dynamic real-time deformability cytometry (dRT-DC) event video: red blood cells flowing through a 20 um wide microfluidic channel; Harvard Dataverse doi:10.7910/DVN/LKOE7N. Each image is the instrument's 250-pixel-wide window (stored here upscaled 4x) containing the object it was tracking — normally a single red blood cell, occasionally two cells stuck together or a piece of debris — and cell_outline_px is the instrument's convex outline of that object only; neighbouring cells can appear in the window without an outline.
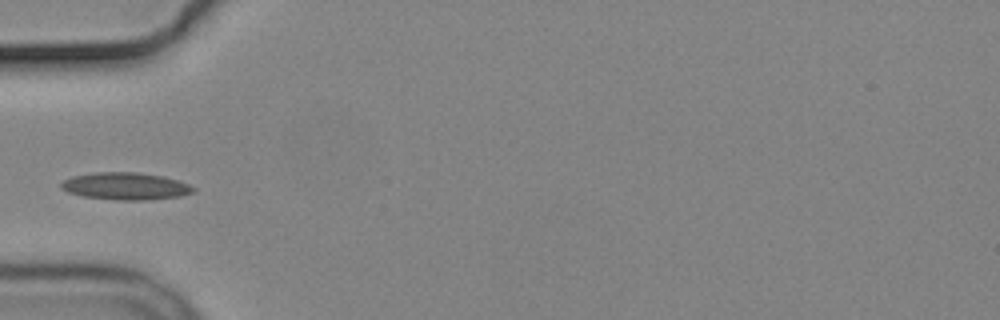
{"species": "common noctule bat (a hibernating species)", "species_latin": "Nyctalus noctula", "temperature_condition": "cold", "stored_images_in_passage": 6, "camera_frame_rate_fps": 3000, "um_per_image_px": 0.085, "animal": {"sex": "male", "body_mass_g": 19.2, "forearm_length_mm": 51.8}, "frame": {"image": 1, "passage_image": 1, "time_ms": 0.0, "image_size_px": [1000, 320], "cell_outline_px": [[196, 188], [192, 192], [180, 196], [144, 200], [120, 200], [84, 196], [68, 192], [60, 188], [60, 184], [64, 180], [72, 176], [96, 172], [136, 172], [164, 176], [188, 184]], "centroid_in_image_um": [10.65, 15.81], "position_along_channel_um": 74.3, "area_um2": 20.81}}
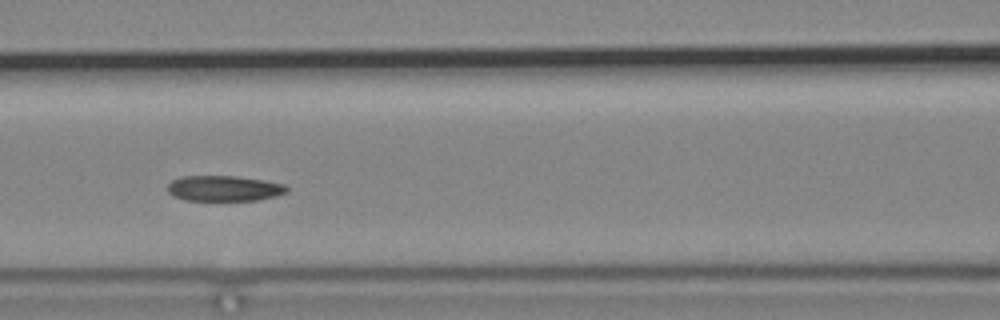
{"frame": {"image": 2, "passage_image": 3, "time_ms": 2.0, "image_size_px": [1000, 320], "cell_outline_px": [[288, 192], [276, 196], [256, 200], [184, 200], [168, 192], [168, 184], [172, 180], [184, 176], [236, 176], [264, 180], [284, 184], [288, 188]], "centroid_in_image_um": [19.07, 16.01], "position_along_channel_um": 147.5, "area_um2": 17.63}}
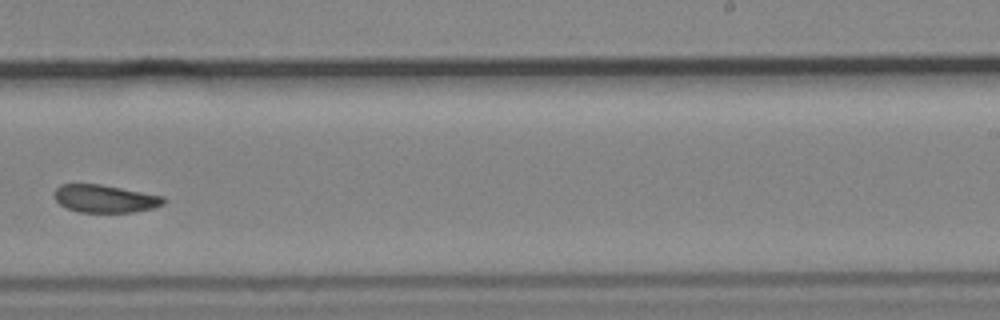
{"frame": {"image": 3, "passage_image": 6, "time_ms": 5.667, "image_size_px": [1000, 320], "cell_outline_px": [[164, 204], [152, 208], [132, 212], [80, 212], [68, 208], [60, 204], [56, 200], [52, 192], [60, 184], [100, 184], [164, 196]], "centroid_in_image_um": [8.89, 16.88], "position_along_channel_um": 280.1, "area_um2": 17.57}}